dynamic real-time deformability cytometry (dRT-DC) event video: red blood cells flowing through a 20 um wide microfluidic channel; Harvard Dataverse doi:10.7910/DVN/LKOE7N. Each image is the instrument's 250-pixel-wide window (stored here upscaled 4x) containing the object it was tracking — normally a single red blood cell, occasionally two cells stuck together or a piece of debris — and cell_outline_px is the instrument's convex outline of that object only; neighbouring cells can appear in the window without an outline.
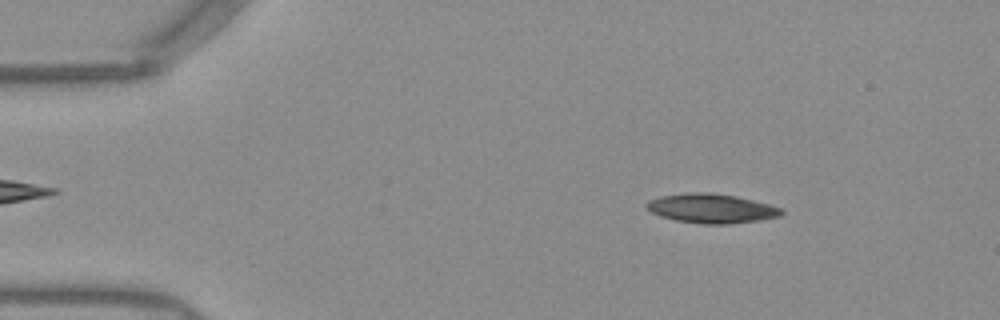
{"species": "Egyptian fruit bat (a non-hibernating species)", "species_latin": "Rousettus aegyptiacus", "temperature_condition": "warm", "stored_images_in_passage": 51, "camera_frame_rate_fps": 3000, "um_per_image_px": 0.085, "frame": {"image": 1, "passage_image": 7, "time_ms": 2.0, "image_size_px": [1000, 320], "cell_outline_px": [[784, 212], [780, 216], [760, 220], [728, 224], [704, 224], [676, 220], [660, 216], [652, 212], [644, 204], [648, 200], [660, 196], [688, 192], [708, 192], [736, 196], [768, 204], [780, 208]], "centroid_in_image_um": [60.45, 17.71], "position_along_channel_um": 24.6, "area_um2": 22.95}}
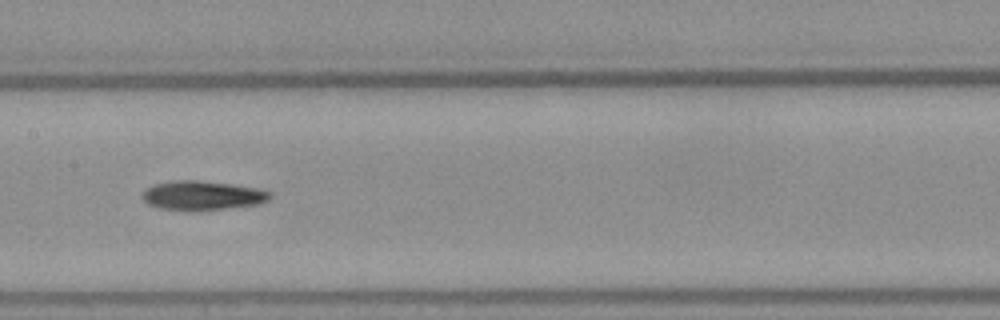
{"frame": {"image": 2, "passage_image": 25, "time_ms": 8.0, "image_size_px": [1000, 320], "cell_outline_px": [[272, 196], [268, 200], [260, 204], [228, 208], [192, 212], [188, 212], [160, 208], [148, 204], [140, 196], [152, 184], [172, 180], [200, 180], [232, 184], [260, 188], [272, 192]], "centroid_in_image_um": [17.21, 16.62], "position_along_channel_um": 190.2, "area_um2": 22.31}}
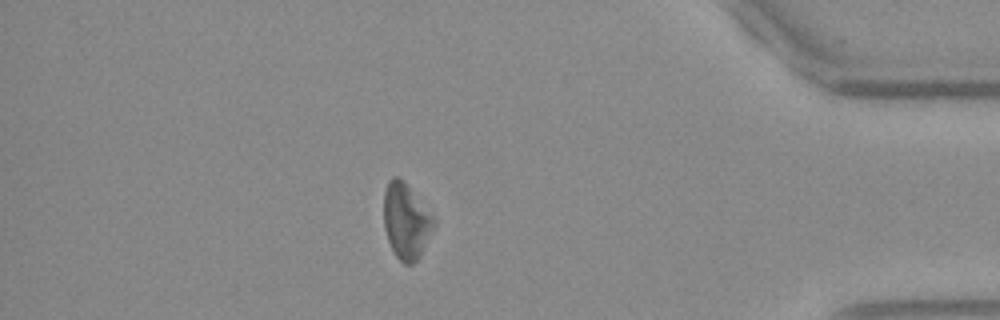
{"frame": {"image": 3, "passage_image": 44, "time_ms": 14.333, "image_size_px": [1000, 320], "cell_outline_px": [[436, 224], [420, 256], [412, 264], [404, 264], [396, 256], [388, 240], [384, 228], [384, 192], [388, 180], [392, 176], [400, 176], [404, 180], [436, 216]], "centroid_in_image_um": [34.55, 18.74], "position_along_channel_um": 400.7, "area_um2": 22.54}, "authors_computed_cell_mechanics": {"area_um2": 21.964, "velocity_mm_per_s": 3.9401, "shape_relaxation_time_tau1_ms": 3.2736, "shape_relaxation_time_tau2_ms": null, "deformation_change_tau1": 0.1215, "deformation_change_tau2": null}}